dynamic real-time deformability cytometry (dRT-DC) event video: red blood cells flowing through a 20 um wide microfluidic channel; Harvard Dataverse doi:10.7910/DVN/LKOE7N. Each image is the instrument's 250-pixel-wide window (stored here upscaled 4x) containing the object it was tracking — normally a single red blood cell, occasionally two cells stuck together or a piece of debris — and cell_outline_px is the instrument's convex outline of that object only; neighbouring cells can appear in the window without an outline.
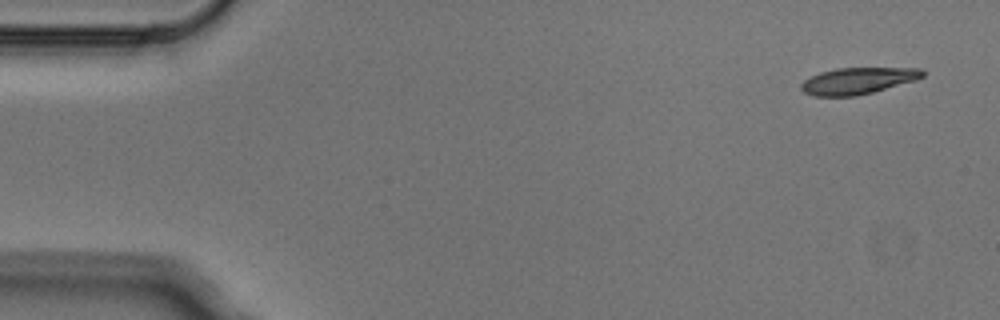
{"species": "Egyptian fruit bat (a non-hibernating species)", "species_latin": "Rousettus aegyptiacus", "temperature_condition": "cold", "stored_images_in_passage": 8, "camera_frame_rate_fps": 3000, "um_per_image_px": 0.085, "animal": {"sex": "male"}, "frame": {"image": 1, "passage_image": 1, "time_ms": 0.0, "image_size_px": [1000, 320], "cell_outline_px": [[924, 76], [916, 80], [872, 92], [856, 96], [812, 96], [804, 92], [800, 88], [800, 84], [804, 80], [820, 72], [836, 68], [920, 68], [924, 72]], "centroid_in_image_um": [72.89, 6.87], "position_along_channel_um": 12.1, "area_um2": 18.73}}
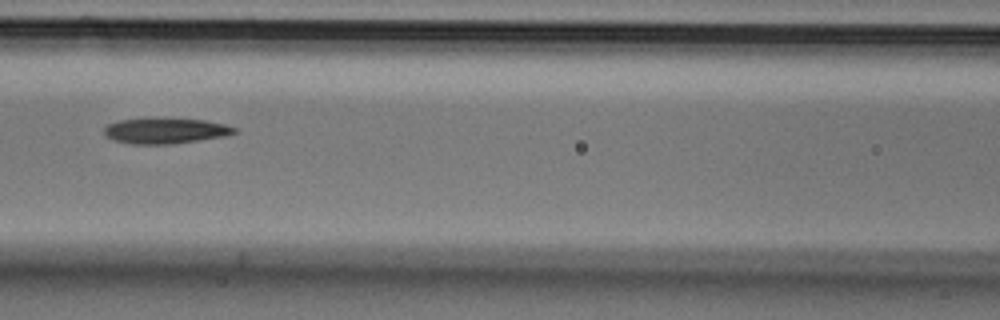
{"frame": {"image": 2, "passage_image": 6, "time_ms": 1.667, "image_size_px": [1000, 320], "cell_outline_px": [[236, 132], [228, 136], [172, 144], [132, 144], [112, 140], [104, 132], [104, 128], [108, 124], [120, 120], [204, 120], [224, 124], [236, 128]], "centroid_in_image_um": [14.09, 11.15], "position_along_channel_um": 152.5, "area_um2": 18.79}}
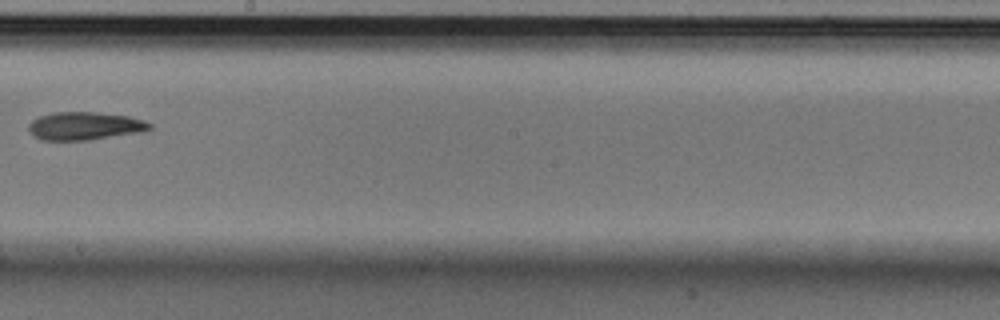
{"frame": {"image": 3, "passage_image": 8, "time_ms": 2.333, "image_size_px": [1000, 320], "cell_outline_px": [[152, 128], [140, 132], [88, 140], [40, 140], [28, 132], [28, 124], [32, 120], [40, 116], [52, 112], [96, 112], [128, 116], [144, 120], [152, 124]], "centroid_in_image_um": [7.17, 10.7], "position_along_channel_um": 241.0, "area_um2": 19.83}}